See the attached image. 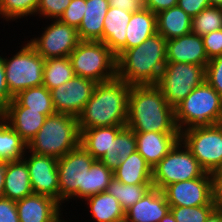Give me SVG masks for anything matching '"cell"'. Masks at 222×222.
Instances as JSON below:
<instances>
[{"label": "cell", "mask_w": 222, "mask_h": 222, "mask_svg": "<svg viewBox=\"0 0 222 222\" xmlns=\"http://www.w3.org/2000/svg\"><path fill=\"white\" fill-rule=\"evenodd\" d=\"M0 222H20L16 208V201L0 198Z\"/></svg>", "instance_id": "42"}, {"label": "cell", "mask_w": 222, "mask_h": 222, "mask_svg": "<svg viewBox=\"0 0 222 222\" xmlns=\"http://www.w3.org/2000/svg\"><path fill=\"white\" fill-rule=\"evenodd\" d=\"M86 0H71L69 6L64 10L59 20L76 29L84 17Z\"/></svg>", "instance_id": "40"}, {"label": "cell", "mask_w": 222, "mask_h": 222, "mask_svg": "<svg viewBox=\"0 0 222 222\" xmlns=\"http://www.w3.org/2000/svg\"><path fill=\"white\" fill-rule=\"evenodd\" d=\"M164 193L151 187L146 194L125 211L129 222H160L170 212Z\"/></svg>", "instance_id": "19"}, {"label": "cell", "mask_w": 222, "mask_h": 222, "mask_svg": "<svg viewBox=\"0 0 222 222\" xmlns=\"http://www.w3.org/2000/svg\"><path fill=\"white\" fill-rule=\"evenodd\" d=\"M131 85L117 76L97 83L91 98L78 116L79 129L126 126Z\"/></svg>", "instance_id": "2"}, {"label": "cell", "mask_w": 222, "mask_h": 222, "mask_svg": "<svg viewBox=\"0 0 222 222\" xmlns=\"http://www.w3.org/2000/svg\"><path fill=\"white\" fill-rule=\"evenodd\" d=\"M75 76L69 57L46 59L43 68V86L49 91Z\"/></svg>", "instance_id": "31"}, {"label": "cell", "mask_w": 222, "mask_h": 222, "mask_svg": "<svg viewBox=\"0 0 222 222\" xmlns=\"http://www.w3.org/2000/svg\"><path fill=\"white\" fill-rule=\"evenodd\" d=\"M222 29V8L208 6L192 18L191 32L199 36Z\"/></svg>", "instance_id": "36"}, {"label": "cell", "mask_w": 222, "mask_h": 222, "mask_svg": "<svg viewBox=\"0 0 222 222\" xmlns=\"http://www.w3.org/2000/svg\"><path fill=\"white\" fill-rule=\"evenodd\" d=\"M38 4L39 0H0V18L6 23L7 21L17 23L21 18L27 20L28 16H36Z\"/></svg>", "instance_id": "35"}, {"label": "cell", "mask_w": 222, "mask_h": 222, "mask_svg": "<svg viewBox=\"0 0 222 222\" xmlns=\"http://www.w3.org/2000/svg\"><path fill=\"white\" fill-rule=\"evenodd\" d=\"M180 140L206 172L211 173L222 163V123L184 129Z\"/></svg>", "instance_id": "11"}, {"label": "cell", "mask_w": 222, "mask_h": 222, "mask_svg": "<svg viewBox=\"0 0 222 222\" xmlns=\"http://www.w3.org/2000/svg\"><path fill=\"white\" fill-rule=\"evenodd\" d=\"M170 207V212L177 222H205L209 214L215 209L214 205H203L197 207Z\"/></svg>", "instance_id": "37"}, {"label": "cell", "mask_w": 222, "mask_h": 222, "mask_svg": "<svg viewBox=\"0 0 222 222\" xmlns=\"http://www.w3.org/2000/svg\"><path fill=\"white\" fill-rule=\"evenodd\" d=\"M110 7L120 8L127 12H136L142 6L144 0H108Z\"/></svg>", "instance_id": "46"}, {"label": "cell", "mask_w": 222, "mask_h": 222, "mask_svg": "<svg viewBox=\"0 0 222 222\" xmlns=\"http://www.w3.org/2000/svg\"><path fill=\"white\" fill-rule=\"evenodd\" d=\"M160 222H177L175 219H174V216L172 215L171 212H169L166 216H164Z\"/></svg>", "instance_id": "51"}, {"label": "cell", "mask_w": 222, "mask_h": 222, "mask_svg": "<svg viewBox=\"0 0 222 222\" xmlns=\"http://www.w3.org/2000/svg\"><path fill=\"white\" fill-rule=\"evenodd\" d=\"M205 80L222 97V55L209 60L205 68Z\"/></svg>", "instance_id": "39"}, {"label": "cell", "mask_w": 222, "mask_h": 222, "mask_svg": "<svg viewBox=\"0 0 222 222\" xmlns=\"http://www.w3.org/2000/svg\"><path fill=\"white\" fill-rule=\"evenodd\" d=\"M75 76L88 78L96 83L117 76L116 55L102 41H80L69 55Z\"/></svg>", "instance_id": "6"}, {"label": "cell", "mask_w": 222, "mask_h": 222, "mask_svg": "<svg viewBox=\"0 0 222 222\" xmlns=\"http://www.w3.org/2000/svg\"><path fill=\"white\" fill-rule=\"evenodd\" d=\"M206 171L197 159L179 140L169 153L152 168L153 187L163 190L166 186L180 181L202 177Z\"/></svg>", "instance_id": "9"}, {"label": "cell", "mask_w": 222, "mask_h": 222, "mask_svg": "<svg viewBox=\"0 0 222 222\" xmlns=\"http://www.w3.org/2000/svg\"><path fill=\"white\" fill-rule=\"evenodd\" d=\"M79 144L78 117L55 113L46 117L43 126L27 147L35 154L59 159Z\"/></svg>", "instance_id": "4"}, {"label": "cell", "mask_w": 222, "mask_h": 222, "mask_svg": "<svg viewBox=\"0 0 222 222\" xmlns=\"http://www.w3.org/2000/svg\"><path fill=\"white\" fill-rule=\"evenodd\" d=\"M114 177L110 170L101 161L96 160L90 170L86 172L85 199L101 192H106L111 179Z\"/></svg>", "instance_id": "34"}, {"label": "cell", "mask_w": 222, "mask_h": 222, "mask_svg": "<svg viewBox=\"0 0 222 222\" xmlns=\"http://www.w3.org/2000/svg\"><path fill=\"white\" fill-rule=\"evenodd\" d=\"M63 212H61L56 218H54L51 222H67L63 219Z\"/></svg>", "instance_id": "53"}, {"label": "cell", "mask_w": 222, "mask_h": 222, "mask_svg": "<svg viewBox=\"0 0 222 222\" xmlns=\"http://www.w3.org/2000/svg\"><path fill=\"white\" fill-rule=\"evenodd\" d=\"M42 28L41 35L38 34L37 37H32L27 41L45 60L69 57L81 41L77 29L59 19H52L50 24L48 23L46 27Z\"/></svg>", "instance_id": "12"}, {"label": "cell", "mask_w": 222, "mask_h": 222, "mask_svg": "<svg viewBox=\"0 0 222 222\" xmlns=\"http://www.w3.org/2000/svg\"><path fill=\"white\" fill-rule=\"evenodd\" d=\"M132 12L109 7L104 19L103 42L118 58L126 50V27Z\"/></svg>", "instance_id": "22"}, {"label": "cell", "mask_w": 222, "mask_h": 222, "mask_svg": "<svg viewBox=\"0 0 222 222\" xmlns=\"http://www.w3.org/2000/svg\"><path fill=\"white\" fill-rule=\"evenodd\" d=\"M175 123L184 129L222 123V97L205 80L175 108Z\"/></svg>", "instance_id": "5"}, {"label": "cell", "mask_w": 222, "mask_h": 222, "mask_svg": "<svg viewBox=\"0 0 222 222\" xmlns=\"http://www.w3.org/2000/svg\"><path fill=\"white\" fill-rule=\"evenodd\" d=\"M111 222H129L128 219L126 217H123L121 219L115 220V221H111Z\"/></svg>", "instance_id": "54"}, {"label": "cell", "mask_w": 222, "mask_h": 222, "mask_svg": "<svg viewBox=\"0 0 222 222\" xmlns=\"http://www.w3.org/2000/svg\"><path fill=\"white\" fill-rule=\"evenodd\" d=\"M137 150L135 132L125 126L112 141L111 161H101L110 170H116L120 163L124 162L134 151Z\"/></svg>", "instance_id": "32"}, {"label": "cell", "mask_w": 222, "mask_h": 222, "mask_svg": "<svg viewBox=\"0 0 222 222\" xmlns=\"http://www.w3.org/2000/svg\"><path fill=\"white\" fill-rule=\"evenodd\" d=\"M16 208L20 222H51L64 211L54 198L35 193L17 200Z\"/></svg>", "instance_id": "18"}, {"label": "cell", "mask_w": 222, "mask_h": 222, "mask_svg": "<svg viewBox=\"0 0 222 222\" xmlns=\"http://www.w3.org/2000/svg\"><path fill=\"white\" fill-rule=\"evenodd\" d=\"M109 7L108 0H86L84 17L77 28L80 40L103 42L104 19Z\"/></svg>", "instance_id": "23"}, {"label": "cell", "mask_w": 222, "mask_h": 222, "mask_svg": "<svg viewBox=\"0 0 222 222\" xmlns=\"http://www.w3.org/2000/svg\"><path fill=\"white\" fill-rule=\"evenodd\" d=\"M209 1H210V6L222 8V0H209Z\"/></svg>", "instance_id": "52"}, {"label": "cell", "mask_w": 222, "mask_h": 222, "mask_svg": "<svg viewBox=\"0 0 222 222\" xmlns=\"http://www.w3.org/2000/svg\"><path fill=\"white\" fill-rule=\"evenodd\" d=\"M191 18L198 15L203 9L210 6L209 0H178L177 4Z\"/></svg>", "instance_id": "43"}, {"label": "cell", "mask_w": 222, "mask_h": 222, "mask_svg": "<svg viewBox=\"0 0 222 222\" xmlns=\"http://www.w3.org/2000/svg\"><path fill=\"white\" fill-rule=\"evenodd\" d=\"M137 151L153 168L180 140V132L135 133Z\"/></svg>", "instance_id": "20"}, {"label": "cell", "mask_w": 222, "mask_h": 222, "mask_svg": "<svg viewBox=\"0 0 222 222\" xmlns=\"http://www.w3.org/2000/svg\"><path fill=\"white\" fill-rule=\"evenodd\" d=\"M125 126L94 127L80 130V145L95 159L111 161V146Z\"/></svg>", "instance_id": "21"}, {"label": "cell", "mask_w": 222, "mask_h": 222, "mask_svg": "<svg viewBox=\"0 0 222 222\" xmlns=\"http://www.w3.org/2000/svg\"><path fill=\"white\" fill-rule=\"evenodd\" d=\"M126 126L135 133L180 132L174 108L156 85H131Z\"/></svg>", "instance_id": "1"}, {"label": "cell", "mask_w": 222, "mask_h": 222, "mask_svg": "<svg viewBox=\"0 0 222 222\" xmlns=\"http://www.w3.org/2000/svg\"><path fill=\"white\" fill-rule=\"evenodd\" d=\"M0 116L20 135L27 143L35 137L44 124L46 116L40 111L29 110L19 105L14 99L0 113Z\"/></svg>", "instance_id": "17"}, {"label": "cell", "mask_w": 222, "mask_h": 222, "mask_svg": "<svg viewBox=\"0 0 222 222\" xmlns=\"http://www.w3.org/2000/svg\"><path fill=\"white\" fill-rule=\"evenodd\" d=\"M209 60L202 36L191 32L167 40L166 62L196 64L206 68Z\"/></svg>", "instance_id": "16"}, {"label": "cell", "mask_w": 222, "mask_h": 222, "mask_svg": "<svg viewBox=\"0 0 222 222\" xmlns=\"http://www.w3.org/2000/svg\"><path fill=\"white\" fill-rule=\"evenodd\" d=\"M212 195L215 209L222 212V181H212Z\"/></svg>", "instance_id": "47"}, {"label": "cell", "mask_w": 222, "mask_h": 222, "mask_svg": "<svg viewBox=\"0 0 222 222\" xmlns=\"http://www.w3.org/2000/svg\"><path fill=\"white\" fill-rule=\"evenodd\" d=\"M209 59L222 55V29L202 36Z\"/></svg>", "instance_id": "41"}, {"label": "cell", "mask_w": 222, "mask_h": 222, "mask_svg": "<svg viewBox=\"0 0 222 222\" xmlns=\"http://www.w3.org/2000/svg\"><path fill=\"white\" fill-rule=\"evenodd\" d=\"M23 159L28 167L33 193L50 196L59 202L58 159L38 155L28 149Z\"/></svg>", "instance_id": "15"}, {"label": "cell", "mask_w": 222, "mask_h": 222, "mask_svg": "<svg viewBox=\"0 0 222 222\" xmlns=\"http://www.w3.org/2000/svg\"><path fill=\"white\" fill-rule=\"evenodd\" d=\"M205 222H222V212L214 209Z\"/></svg>", "instance_id": "49"}, {"label": "cell", "mask_w": 222, "mask_h": 222, "mask_svg": "<svg viewBox=\"0 0 222 222\" xmlns=\"http://www.w3.org/2000/svg\"><path fill=\"white\" fill-rule=\"evenodd\" d=\"M71 0H39L36 16L48 19H59Z\"/></svg>", "instance_id": "38"}, {"label": "cell", "mask_w": 222, "mask_h": 222, "mask_svg": "<svg viewBox=\"0 0 222 222\" xmlns=\"http://www.w3.org/2000/svg\"><path fill=\"white\" fill-rule=\"evenodd\" d=\"M167 40L155 33L117 58V77L129 85H156L166 65Z\"/></svg>", "instance_id": "3"}, {"label": "cell", "mask_w": 222, "mask_h": 222, "mask_svg": "<svg viewBox=\"0 0 222 222\" xmlns=\"http://www.w3.org/2000/svg\"><path fill=\"white\" fill-rule=\"evenodd\" d=\"M212 181H222V163H220L212 172Z\"/></svg>", "instance_id": "50"}, {"label": "cell", "mask_w": 222, "mask_h": 222, "mask_svg": "<svg viewBox=\"0 0 222 222\" xmlns=\"http://www.w3.org/2000/svg\"><path fill=\"white\" fill-rule=\"evenodd\" d=\"M95 161L80 144L58 159L59 203L61 205L76 199L83 202L86 172Z\"/></svg>", "instance_id": "8"}, {"label": "cell", "mask_w": 222, "mask_h": 222, "mask_svg": "<svg viewBox=\"0 0 222 222\" xmlns=\"http://www.w3.org/2000/svg\"><path fill=\"white\" fill-rule=\"evenodd\" d=\"M113 175L124 184H152V168L137 150L120 163Z\"/></svg>", "instance_id": "27"}, {"label": "cell", "mask_w": 222, "mask_h": 222, "mask_svg": "<svg viewBox=\"0 0 222 222\" xmlns=\"http://www.w3.org/2000/svg\"><path fill=\"white\" fill-rule=\"evenodd\" d=\"M33 194L24 159L6 162L3 197L17 201Z\"/></svg>", "instance_id": "24"}, {"label": "cell", "mask_w": 222, "mask_h": 222, "mask_svg": "<svg viewBox=\"0 0 222 222\" xmlns=\"http://www.w3.org/2000/svg\"><path fill=\"white\" fill-rule=\"evenodd\" d=\"M13 99L29 110L40 111L46 117L54 115L51 92L43 85L31 87L18 93Z\"/></svg>", "instance_id": "30"}, {"label": "cell", "mask_w": 222, "mask_h": 222, "mask_svg": "<svg viewBox=\"0 0 222 222\" xmlns=\"http://www.w3.org/2000/svg\"><path fill=\"white\" fill-rule=\"evenodd\" d=\"M157 33L156 14L141 7L132 12L126 27V50L134 48Z\"/></svg>", "instance_id": "26"}, {"label": "cell", "mask_w": 222, "mask_h": 222, "mask_svg": "<svg viewBox=\"0 0 222 222\" xmlns=\"http://www.w3.org/2000/svg\"><path fill=\"white\" fill-rule=\"evenodd\" d=\"M13 97L6 84L3 55H0V113L6 108Z\"/></svg>", "instance_id": "44"}, {"label": "cell", "mask_w": 222, "mask_h": 222, "mask_svg": "<svg viewBox=\"0 0 222 222\" xmlns=\"http://www.w3.org/2000/svg\"><path fill=\"white\" fill-rule=\"evenodd\" d=\"M157 33L166 40L191 33L192 18L178 5L156 14Z\"/></svg>", "instance_id": "25"}, {"label": "cell", "mask_w": 222, "mask_h": 222, "mask_svg": "<svg viewBox=\"0 0 222 222\" xmlns=\"http://www.w3.org/2000/svg\"><path fill=\"white\" fill-rule=\"evenodd\" d=\"M27 149V143L0 116V162L23 159Z\"/></svg>", "instance_id": "29"}, {"label": "cell", "mask_w": 222, "mask_h": 222, "mask_svg": "<svg viewBox=\"0 0 222 222\" xmlns=\"http://www.w3.org/2000/svg\"><path fill=\"white\" fill-rule=\"evenodd\" d=\"M151 187H153V184H124L113 177L106 192L113 195L126 211L129 207L139 201Z\"/></svg>", "instance_id": "33"}, {"label": "cell", "mask_w": 222, "mask_h": 222, "mask_svg": "<svg viewBox=\"0 0 222 222\" xmlns=\"http://www.w3.org/2000/svg\"><path fill=\"white\" fill-rule=\"evenodd\" d=\"M204 81V66L167 62L156 86L161 90L167 103L175 108Z\"/></svg>", "instance_id": "10"}, {"label": "cell", "mask_w": 222, "mask_h": 222, "mask_svg": "<svg viewBox=\"0 0 222 222\" xmlns=\"http://www.w3.org/2000/svg\"><path fill=\"white\" fill-rule=\"evenodd\" d=\"M96 84L91 79L74 76L64 84L51 89L55 112L78 117L91 98Z\"/></svg>", "instance_id": "13"}, {"label": "cell", "mask_w": 222, "mask_h": 222, "mask_svg": "<svg viewBox=\"0 0 222 222\" xmlns=\"http://www.w3.org/2000/svg\"><path fill=\"white\" fill-rule=\"evenodd\" d=\"M83 201L89 207L88 212L95 222H111L125 217V210L119 201L107 192L92 195Z\"/></svg>", "instance_id": "28"}, {"label": "cell", "mask_w": 222, "mask_h": 222, "mask_svg": "<svg viewBox=\"0 0 222 222\" xmlns=\"http://www.w3.org/2000/svg\"><path fill=\"white\" fill-rule=\"evenodd\" d=\"M6 162H0V198L3 197Z\"/></svg>", "instance_id": "48"}, {"label": "cell", "mask_w": 222, "mask_h": 222, "mask_svg": "<svg viewBox=\"0 0 222 222\" xmlns=\"http://www.w3.org/2000/svg\"><path fill=\"white\" fill-rule=\"evenodd\" d=\"M178 4V0H144L143 6L151 12L157 14L158 12L169 9Z\"/></svg>", "instance_id": "45"}, {"label": "cell", "mask_w": 222, "mask_h": 222, "mask_svg": "<svg viewBox=\"0 0 222 222\" xmlns=\"http://www.w3.org/2000/svg\"><path fill=\"white\" fill-rule=\"evenodd\" d=\"M22 44L13 56L3 55L6 84L12 97L25 89L43 85L45 59L28 41Z\"/></svg>", "instance_id": "7"}, {"label": "cell", "mask_w": 222, "mask_h": 222, "mask_svg": "<svg viewBox=\"0 0 222 222\" xmlns=\"http://www.w3.org/2000/svg\"><path fill=\"white\" fill-rule=\"evenodd\" d=\"M162 192L170 206L197 207L214 205L212 176L208 172L199 178L172 183L166 186Z\"/></svg>", "instance_id": "14"}]
</instances>
